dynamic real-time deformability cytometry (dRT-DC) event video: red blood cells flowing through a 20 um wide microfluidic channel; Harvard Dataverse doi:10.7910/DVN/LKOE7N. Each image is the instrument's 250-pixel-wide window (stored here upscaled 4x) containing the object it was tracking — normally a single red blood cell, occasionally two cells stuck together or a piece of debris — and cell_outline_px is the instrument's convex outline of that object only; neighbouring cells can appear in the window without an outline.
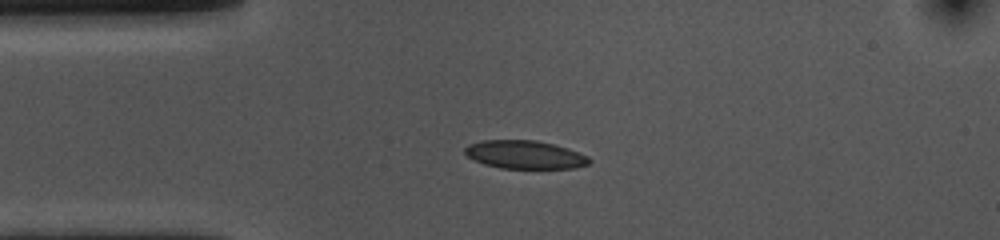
{"species": "common noctule bat (a hibernating species)", "species_latin": "Nyctalus noctula", "temperature_condition": "cold", "stored_images_in_passage": 44, "camera_frame_rate_fps": 3000, "um_per_image_px": 0.085, "animal": {"sex": "female", "body_mass_g": 10.0, "forearm_length_mm": 53.1}, "frame": {"image": 1, "passage_image": 1, "time_ms": 0.0, "image_size_px": [1000, 240], "cell_outline_px": [[592, 160], [588, 164], [576, 168], [500, 168], [484, 164], [468, 156], [464, 152], [464, 148], [468, 144], [484, 140], [536, 140], [568, 148], [588, 156]], "centroid_in_image_um": [44.62, 13.14], "position_along_channel_um": 40.4, "area_um2": 20.4}}
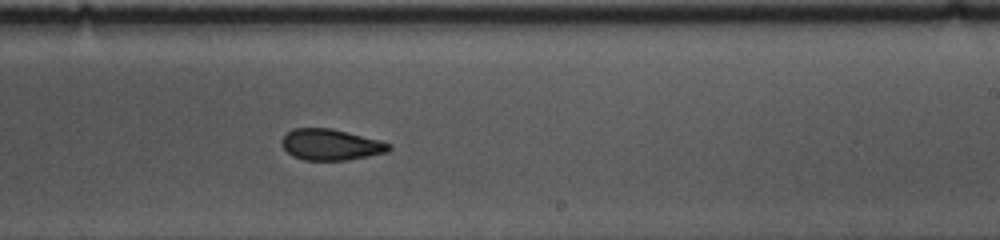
{"frame": {"image": 2, "passage_image": 21, "time_ms": 6.667, "image_size_px": [1000, 240], "cell_outline_px": [[392, 148], [388, 152], [348, 160], [304, 160], [292, 156], [284, 148], [280, 140], [292, 128], [332, 128], [380, 140], [392, 144]], "centroid_in_image_um": [28.13, 12.29], "position_along_channel_um": 260.9, "area_um2": 19.54}}
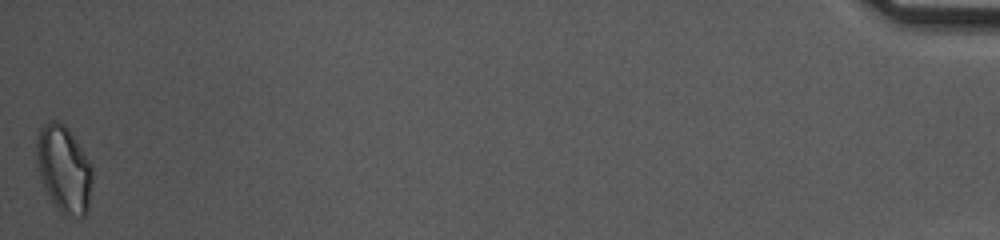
{"frame": {"image": 3, "passage_image": 44, "time_ms": 14.333, "image_size_px": [1000, 240], "cell_outline_px": [[92, 180], [88, 212], [84, 216], [64, 216], [60, 212], [52, 200], [40, 180], [36, 168], [36, 136], [40, 128], [48, 120], [56, 120], [64, 124], [68, 128], [92, 164]], "centroid_in_image_um": [5.42, 14.36], "position_along_channel_um": 429.8, "area_um2": 28.73}, "authors_computed_cell_mechanics": {"area_um2": 20.5479, "velocity_mm_per_s": 3.5499, "shape_relaxation_time_tau1_ms": 5.3613, "shape_relaxation_time_tau2_ms": 2.38, "deformation_change_tau1": 0.1152, "deformation_change_tau2": 0.0671}}